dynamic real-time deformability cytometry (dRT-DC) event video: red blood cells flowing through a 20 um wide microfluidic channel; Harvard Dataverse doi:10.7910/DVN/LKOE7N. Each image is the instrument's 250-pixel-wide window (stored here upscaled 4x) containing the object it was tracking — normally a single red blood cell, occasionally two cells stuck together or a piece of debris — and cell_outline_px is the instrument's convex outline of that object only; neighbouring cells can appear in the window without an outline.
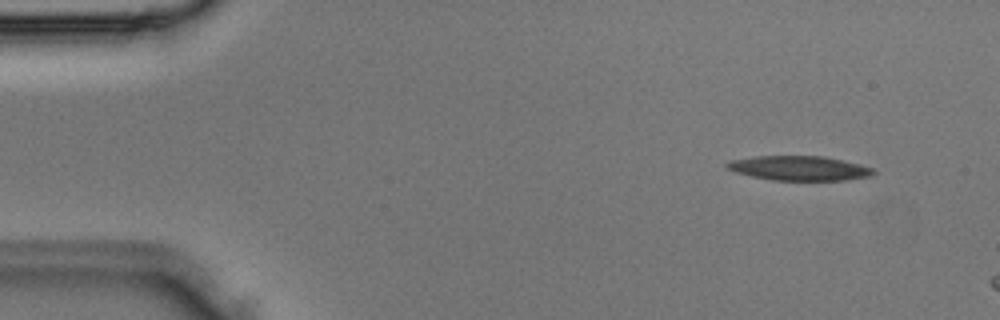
{"species": "Egyptian fruit bat (a non-hibernating species)", "species_latin": "Rousettus aegyptiacus", "temperature_condition": "room temperature", "stored_images_in_passage": 3, "camera_frame_rate_fps": 3000, "um_per_image_px": 0.085, "animal": {"sex": "male"}, "frame": {"image": 1, "passage_image": 1, "time_ms": 0.0, "image_size_px": [1000, 320], "cell_outline_px": [[876, 172], [872, 176], [848, 180], [772, 180], [752, 176], [736, 172], [728, 168], [724, 164], [728, 160], [752, 156], [824, 156], [860, 164], [872, 168]], "centroid_in_image_um": [67.93, 14.29], "position_along_channel_um": 17.1, "area_um2": 21.04}}